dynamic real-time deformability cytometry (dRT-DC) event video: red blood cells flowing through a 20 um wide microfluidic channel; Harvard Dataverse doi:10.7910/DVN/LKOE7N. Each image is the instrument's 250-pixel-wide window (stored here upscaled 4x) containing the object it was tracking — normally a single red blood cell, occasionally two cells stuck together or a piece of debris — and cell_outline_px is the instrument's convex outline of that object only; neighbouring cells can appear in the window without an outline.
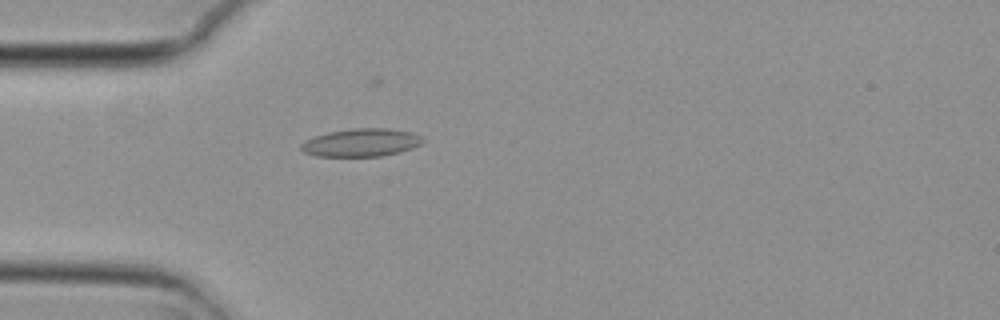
{"species": "common noctule bat (a hibernating species)", "species_latin": "Nyctalus noctula", "temperature_condition": "cold", "stored_images_in_passage": 43, "camera_frame_rate_fps": 3000, "um_per_image_px": 0.085, "animal": {"sex": "female", "body_mass_g": 29.2, "forearm_length_mm": 56.3}, "frame": {"image": 1, "passage_image": 15, "time_ms": 4.667, "image_size_px": [1000, 320], "cell_outline_px": [[424, 140], [420, 144], [412, 148], [400, 152], [380, 156], [316, 156], [304, 152], [300, 148], [300, 144], [316, 136], [328, 132], [352, 128], [388, 128], [412, 132], [420, 136]], "centroid_in_image_um": [30.72, 12.11], "position_along_channel_um": 54.3, "area_um2": 19.71}}
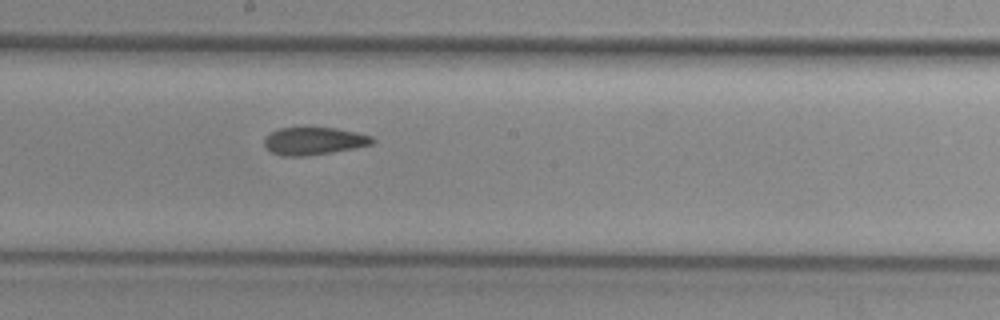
{"frame": {"image": 2, "passage_image": 29, "time_ms": 9.333, "image_size_px": [1000, 320], "cell_outline_px": [[376, 140], [372, 144], [352, 148], [308, 156], [280, 156], [264, 148], [264, 140], [272, 132], [280, 128], [336, 128], [372, 136]], "centroid_in_image_um": [26.66, 12.0], "position_along_channel_um": 221.5, "area_um2": 17.17}}
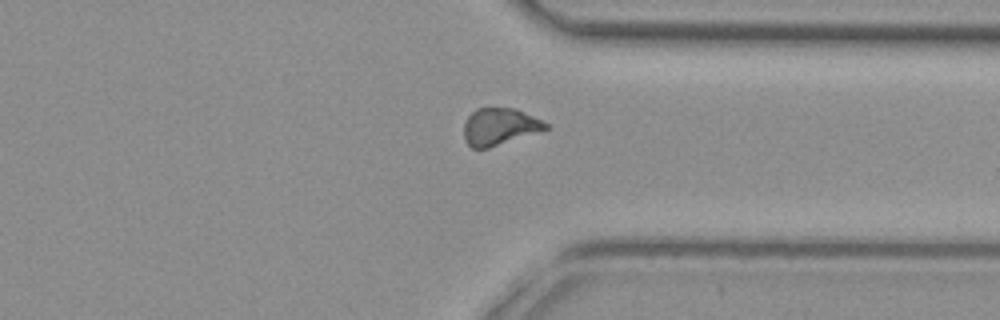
{"frame": {"image": 3, "passage_image": 41, "time_ms": 13.333, "image_size_px": [1000, 320], "cell_outline_px": [[548, 128], [488, 148], [472, 148], [464, 140], [464, 124], [468, 116], [476, 108], [512, 108], [532, 116], [548, 124]], "centroid_in_image_um": [42.4, 10.76], "position_along_channel_um": 369.0, "area_um2": 17.17}}